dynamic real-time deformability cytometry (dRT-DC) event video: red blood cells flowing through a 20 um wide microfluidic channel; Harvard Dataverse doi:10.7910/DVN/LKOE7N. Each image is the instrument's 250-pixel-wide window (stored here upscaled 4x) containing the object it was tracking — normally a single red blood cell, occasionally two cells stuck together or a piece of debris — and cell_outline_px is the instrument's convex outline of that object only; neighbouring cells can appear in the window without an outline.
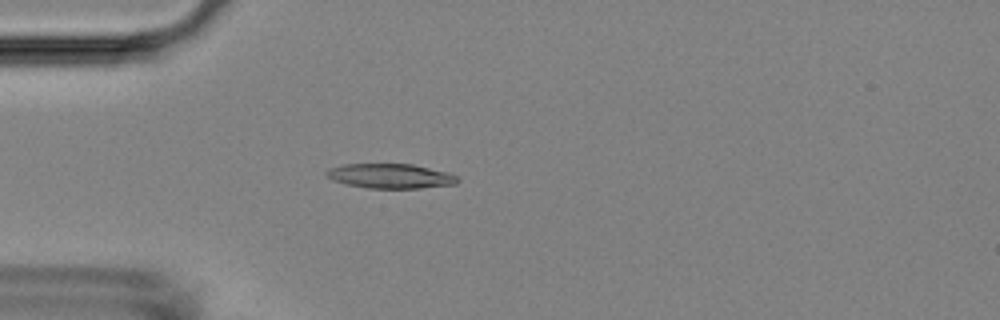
{"species": "Egyptian fruit bat (a non-hibernating species)", "species_latin": "Rousettus aegyptiacus", "temperature_condition": "room temperature", "stored_images_in_passage": 47, "camera_frame_rate_fps": 3000, "um_per_image_px": 0.085, "animal": {"sex": "female"}, "frame": {"image": 1, "passage_image": 9, "time_ms": 2.667, "image_size_px": [1000, 320], "cell_outline_px": [[460, 180], [456, 184], [420, 188], [368, 188], [348, 184], [332, 180], [324, 176], [324, 172], [328, 168], [344, 164], [412, 164], [448, 172], [456, 176]], "centroid_in_image_um": [33.16, 14.96], "position_along_channel_um": 51.8, "area_um2": 18.9}}
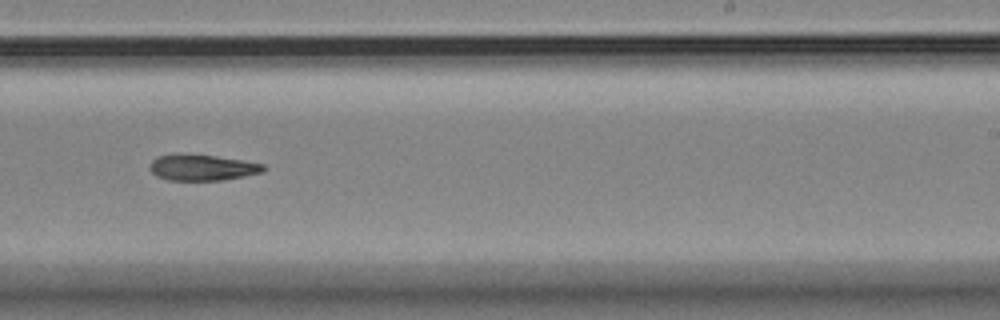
{"frame": {"image": 2, "passage_image": 27, "time_ms": 8.667, "image_size_px": [1000, 320], "cell_outline_px": [[268, 168], [264, 172], [224, 180], [168, 180], [156, 176], [148, 168], [152, 160], [156, 156], [216, 156], [244, 160], [264, 164]], "centroid_in_image_um": [17.26, 14.27], "position_along_channel_um": 271.7, "area_um2": 16.88}}
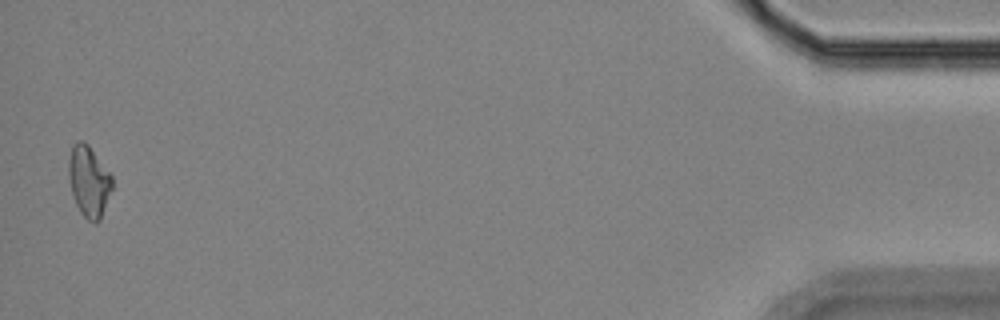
{"frame": {"image": 3, "passage_image": 46, "time_ms": 15.0, "image_size_px": [1000, 320], "cell_outline_px": [[112, 188], [100, 220], [96, 224], [88, 220], [80, 212], [72, 196], [68, 176], [68, 160], [72, 144], [80, 140], [84, 140], [88, 144], [112, 176]], "centroid_in_image_um": [7.53, 15.4], "position_along_channel_um": 427.7, "area_um2": 18.09}, "authors_computed_cell_mechanics": {"area_um2": 17.918, "velocity_mm_per_s": 3.8219, "shape_relaxation_time_tau1_ms": 8.8944, "shape_relaxation_time_tau2_ms": null, "deformation_change_tau1": 0.1644, "deformation_change_tau2": null}}